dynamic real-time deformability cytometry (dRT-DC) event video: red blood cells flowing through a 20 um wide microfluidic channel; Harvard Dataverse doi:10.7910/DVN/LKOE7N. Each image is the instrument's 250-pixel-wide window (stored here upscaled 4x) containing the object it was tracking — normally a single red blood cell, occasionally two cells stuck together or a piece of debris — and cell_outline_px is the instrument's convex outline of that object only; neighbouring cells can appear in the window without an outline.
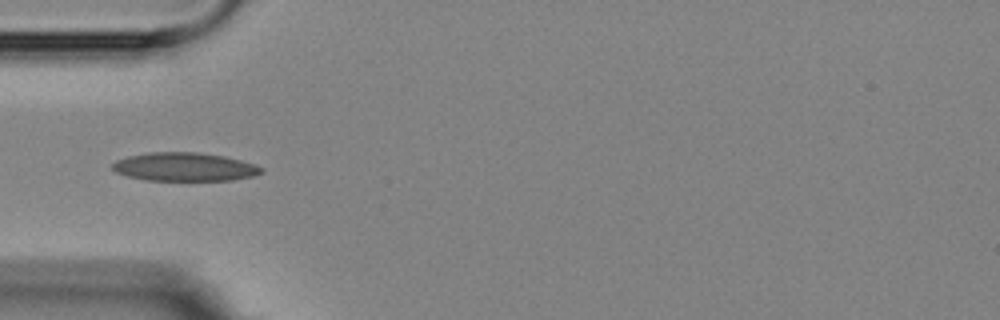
{"species": "Egyptian fruit bat (a non-hibernating species)", "species_latin": "Rousettus aegyptiacus", "temperature_condition": "room temperature", "stored_images_in_passage": 2, "camera_frame_rate_fps": 3000, "um_per_image_px": 0.085, "animal": {"sex": "female"}, "frame": {"image": 1, "passage_image": 2, "time_ms": 5.333, "image_size_px": [1000, 320], "cell_outline_px": [[264, 172], [252, 176], [232, 180], [144, 180], [128, 176], [116, 172], [112, 168], [112, 164], [116, 160], [128, 156], [148, 152], [196, 152], [224, 156], [256, 164], [264, 168]], "centroid_in_image_um": [15.69, 14.18], "position_along_channel_um": 69.3, "area_um2": 24.74}}